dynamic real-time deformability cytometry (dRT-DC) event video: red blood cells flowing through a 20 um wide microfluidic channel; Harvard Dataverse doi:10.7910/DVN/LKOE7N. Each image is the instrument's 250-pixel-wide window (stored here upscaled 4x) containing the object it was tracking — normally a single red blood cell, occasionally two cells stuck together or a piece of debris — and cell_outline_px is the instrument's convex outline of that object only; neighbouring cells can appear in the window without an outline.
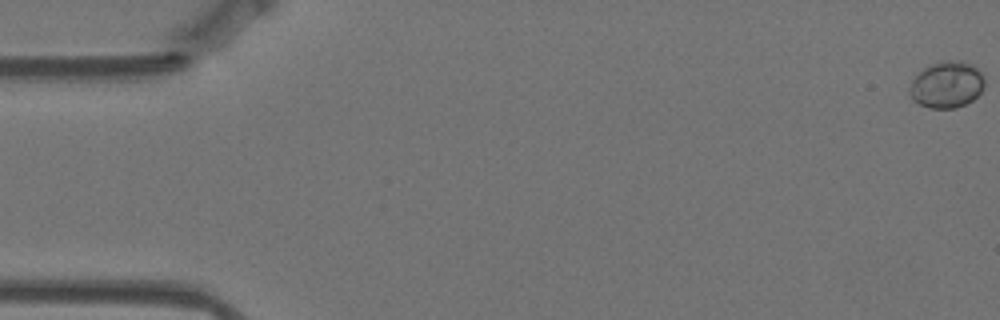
{"species": "Egyptian fruit bat (a non-hibernating species)", "species_latin": "Rousettus aegyptiacus", "temperature_condition": "warm", "stored_images_in_passage": 59, "camera_frame_rate_fps": 3000, "um_per_image_px": 0.085, "animal": {"sex": "female"}, "frame": {"image": 1, "passage_image": 1, "time_ms": 0.0, "image_size_px": [1000, 320], "cell_outline_px": [[984, 88], [972, 100], [956, 108], [928, 108], [912, 100], [908, 92], [908, 88], [912, 80], [928, 64], [944, 60], [956, 60], [972, 64], [980, 72], [984, 80]], "centroid_in_image_um": [80.44, 7.19], "position_along_channel_um": 4.6, "area_um2": 20.4}}
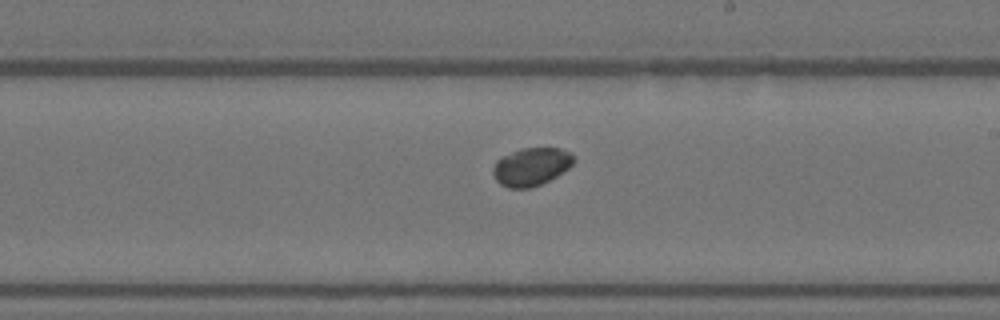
{"frame": {"image": 2, "passage_image": 34, "time_ms": 11.0, "image_size_px": [1000, 320], "cell_outline_px": [[576, 160], [568, 168], [556, 176], [540, 184], [528, 188], [508, 188], [500, 184], [496, 180], [492, 172], [492, 168], [496, 160], [500, 156], [520, 148], [560, 148], [572, 152], [576, 156]], "centroid_in_image_um": [45.15, 14.14], "position_along_channel_um": 243.9, "area_um2": 18.09}}
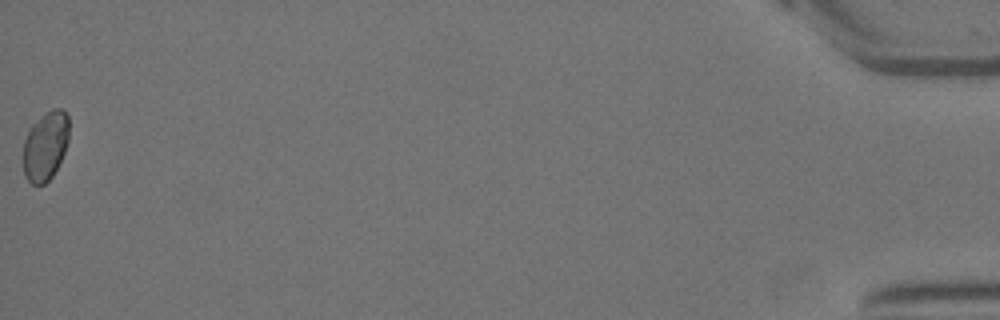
{"frame": {"image": 3, "passage_image": 59, "time_ms": 19.333, "image_size_px": [1000, 320], "cell_outline_px": [[68, 140], [64, 152], [52, 176], [44, 184], [32, 184], [24, 176], [24, 140], [28, 128], [44, 112], [52, 108], [60, 108], [68, 116]], "centroid_in_image_um": [3.84, 12.37], "position_along_channel_um": 431.4, "area_um2": 18.38}, "authors_computed_cell_mechanics": {"area_um2": 18.0914, "velocity_mm_per_s": 3.4884, "shape_relaxation_time_tau1_ms": null, "shape_relaxation_time_tau2_ms": 6.5102, "deformation_change_tau1": null, "deformation_change_tau2": 0.0395}}